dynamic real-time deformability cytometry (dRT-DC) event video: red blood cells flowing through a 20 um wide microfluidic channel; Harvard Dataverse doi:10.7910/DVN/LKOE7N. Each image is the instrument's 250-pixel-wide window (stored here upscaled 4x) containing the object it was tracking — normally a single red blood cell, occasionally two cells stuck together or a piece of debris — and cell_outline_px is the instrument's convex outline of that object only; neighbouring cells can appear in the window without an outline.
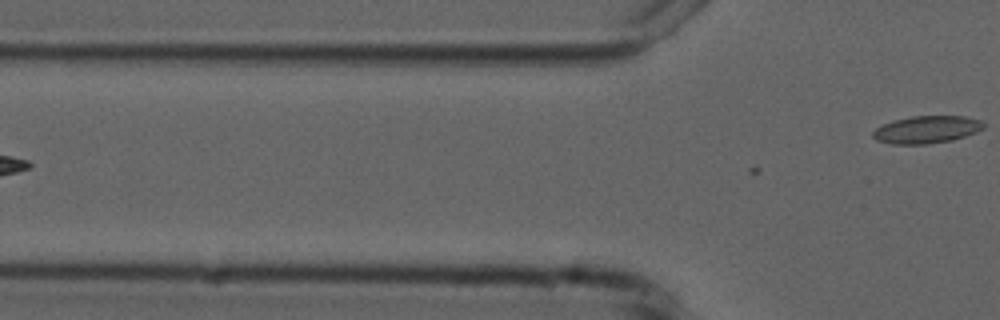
{"species": "common noctule bat (a hibernating species)", "species_latin": "Nyctalus noctula", "temperature_condition": "cold", "stored_images_in_passage": 4, "camera_frame_rate_fps": 3000, "um_per_image_px": 0.085, "animal": {"sex": "male", "forearm_length_mm": 52.5}, "frame": {"image": 1, "passage_image": 4, "time_ms": 3.333, "image_size_px": [1000, 320], "cell_outline_px": [[984, 128], [976, 132], [952, 140], [928, 144], [892, 144], [876, 140], [872, 136], [872, 132], [876, 128], [892, 120], [912, 116], [964, 116], [980, 120], [984, 124]], "centroid_in_image_um": [78.74, 11.01], "position_along_channel_um": 47.1, "area_um2": 17.69}}